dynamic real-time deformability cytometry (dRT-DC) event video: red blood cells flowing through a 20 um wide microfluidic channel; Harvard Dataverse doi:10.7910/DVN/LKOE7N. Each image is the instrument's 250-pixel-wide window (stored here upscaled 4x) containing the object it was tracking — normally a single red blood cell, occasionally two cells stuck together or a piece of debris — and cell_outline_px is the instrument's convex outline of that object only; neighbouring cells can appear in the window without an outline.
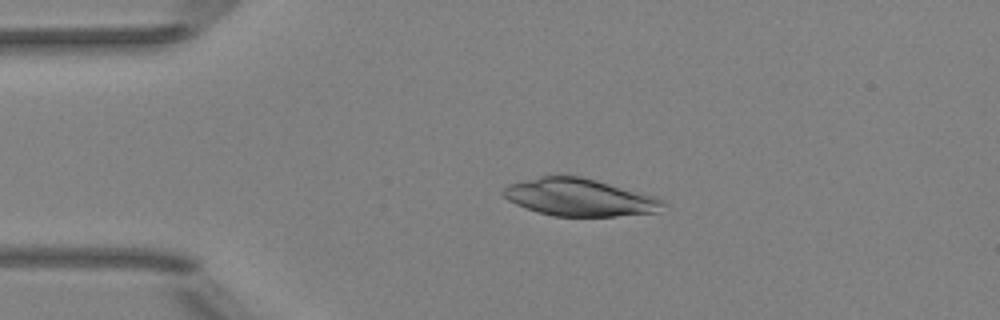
{"species": "Egyptian fruit bat (a non-hibernating species)", "species_latin": "Rousettus aegyptiacus", "temperature_condition": "room temperature", "stored_images_in_passage": 4, "camera_frame_rate_fps": 3000, "um_per_image_px": 0.085, "animal": {"sex": "female"}, "frame": {"image": 1, "passage_image": 3, "time_ms": 2.333, "image_size_px": [1000, 320], "cell_outline_px": [[668, 204], [656, 212], [616, 216], [552, 216], [516, 204], [508, 200], [500, 192], [508, 184], [540, 176], [580, 176], [596, 180], [656, 196], [664, 200]], "centroid_in_image_um": [49.28, 16.77], "position_along_channel_um": 35.7, "area_um2": 34.68}}